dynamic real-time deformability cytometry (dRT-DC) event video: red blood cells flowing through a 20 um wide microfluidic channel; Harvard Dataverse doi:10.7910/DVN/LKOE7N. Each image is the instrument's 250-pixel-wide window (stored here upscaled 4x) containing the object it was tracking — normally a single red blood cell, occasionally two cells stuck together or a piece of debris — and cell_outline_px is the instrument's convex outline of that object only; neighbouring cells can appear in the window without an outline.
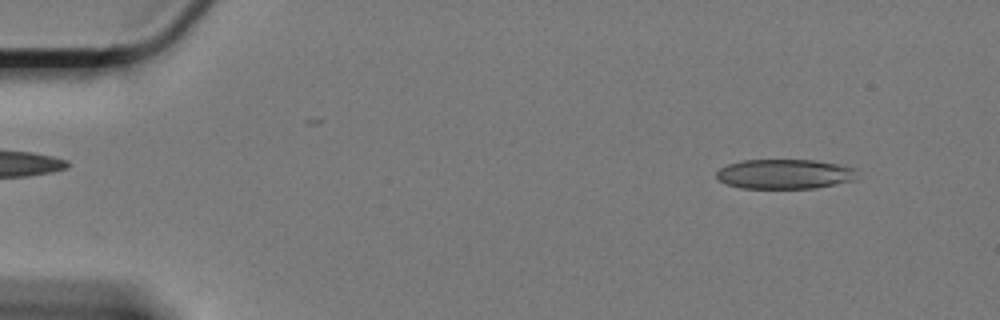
{"species": "Egyptian fruit bat (a non-hibernating species)", "species_latin": "Rousettus aegyptiacus", "temperature_condition": "cold", "stored_images_in_passage": 16, "camera_frame_rate_fps": 3000, "um_per_image_px": 0.085, "animal": {"sex": "female"}, "frame": {"image": 1, "passage_image": 6, "time_ms": 1.667, "image_size_px": [1000, 320], "cell_outline_px": [[856, 180], [816, 188], [740, 188], [728, 184], [720, 180], [716, 176], [716, 172], [720, 168], [728, 164], [740, 160], [812, 160], [840, 164], [856, 168]], "centroid_in_image_um": [66.72, 14.79], "position_along_channel_um": 18.3, "area_um2": 24.45}}